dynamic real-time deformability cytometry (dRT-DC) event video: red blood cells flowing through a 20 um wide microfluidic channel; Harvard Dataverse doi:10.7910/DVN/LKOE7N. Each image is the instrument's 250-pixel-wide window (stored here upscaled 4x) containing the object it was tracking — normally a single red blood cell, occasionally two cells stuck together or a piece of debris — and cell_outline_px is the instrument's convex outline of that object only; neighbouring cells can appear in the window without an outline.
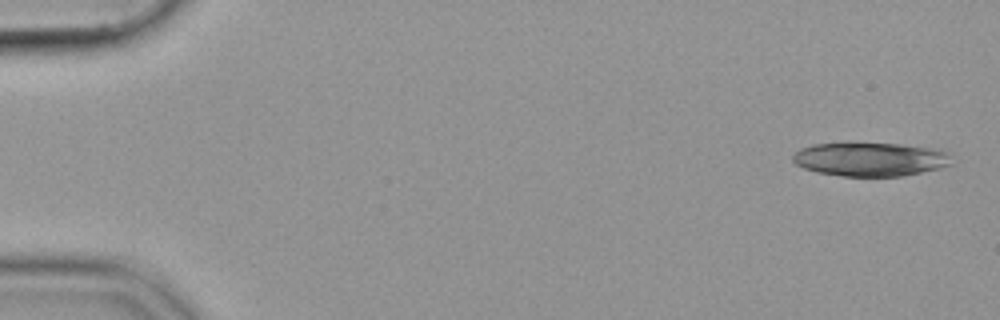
{"species": "common noctule bat (a hibernating species)", "species_latin": "Nyctalus noctula", "temperature_condition": "cold", "stored_images_in_passage": 31, "camera_frame_rate_fps": 3000, "um_per_image_px": 0.085, "animal": {"sex": "female", "body_mass_g": 19.9}, "frame": {"image": 1, "passage_image": 1, "time_ms": 0.0, "image_size_px": [1000, 320], "cell_outline_px": [[952, 164], [940, 168], [904, 176], [844, 176], [816, 172], [804, 168], [796, 164], [792, 160], [792, 156], [800, 148], [812, 144], [848, 140], [900, 144], [928, 148], [944, 152]], "centroid_in_image_um": [73.85, 13.5], "position_along_channel_um": 11.1, "area_um2": 31.91}}
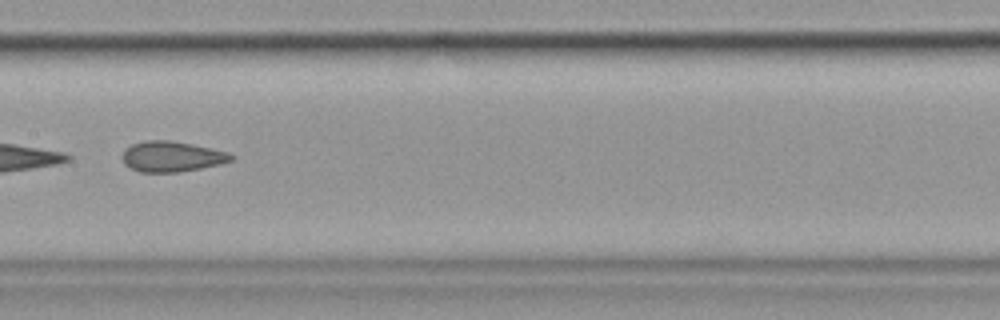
{"frame": {"image": 2, "passage_image": 27, "time_ms": 8.667, "image_size_px": [1000, 320], "cell_outline_px": [[236, 156], [232, 160], [220, 164], [180, 172], [140, 172], [124, 164], [120, 156], [124, 148], [132, 144], [144, 140], [172, 140], [212, 148], [228, 152]], "centroid_in_image_um": [14.57, 13.29], "position_along_channel_um": 192.8, "area_um2": 19.59}}